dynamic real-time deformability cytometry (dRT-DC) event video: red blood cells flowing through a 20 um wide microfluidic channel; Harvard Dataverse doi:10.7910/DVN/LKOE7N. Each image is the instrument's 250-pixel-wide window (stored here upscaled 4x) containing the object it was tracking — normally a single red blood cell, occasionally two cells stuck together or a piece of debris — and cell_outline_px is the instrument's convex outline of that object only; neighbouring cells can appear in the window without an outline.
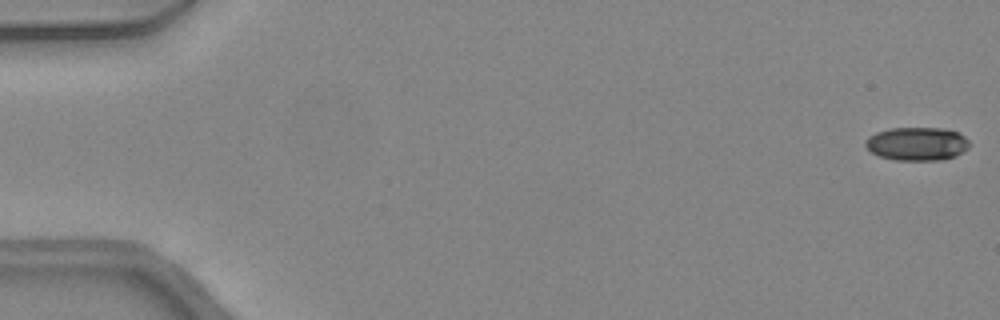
{"species": "common noctule bat (a hibernating species)", "species_latin": "Nyctalus noctula", "temperature_condition": "warm", "stored_images_in_passage": 10, "camera_frame_rate_fps": 3000, "um_per_image_px": 0.085, "animal": {"sex": "female", "body_mass_g": 24.6, "forearm_length_mm": 56.2}, "frame": {"image": 1, "passage_image": 1, "time_ms": 0.0, "image_size_px": [1000, 320], "cell_outline_px": [[972, 144], [968, 148], [956, 156], [940, 160], [896, 160], [880, 156], [872, 152], [864, 144], [864, 140], [868, 136], [876, 132], [888, 128], [940, 128], [960, 132]], "centroid_in_image_um": [77.96, 12.21], "position_along_channel_um": 7.0, "area_um2": 20.4}}